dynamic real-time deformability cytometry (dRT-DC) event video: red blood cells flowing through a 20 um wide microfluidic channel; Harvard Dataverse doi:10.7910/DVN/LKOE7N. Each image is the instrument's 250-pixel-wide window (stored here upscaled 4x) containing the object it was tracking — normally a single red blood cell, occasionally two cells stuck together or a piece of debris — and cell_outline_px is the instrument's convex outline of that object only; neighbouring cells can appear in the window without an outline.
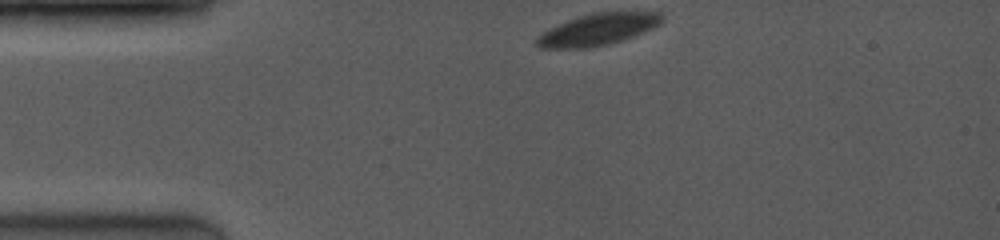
{"species": "common noctule bat (a hibernating species)", "species_latin": "Nyctalus noctula", "temperature_condition": "room temperature", "stored_images_in_passage": 49, "camera_frame_rate_fps": 4000, "um_per_image_px": 0.085, "animal": {"sex": "female", "body_mass_g": 19.0, "forearm_length_mm": 53.3}, "frame": {"image": 1, "passage_image": 1, "time_ms": 0.0, "image_size_px": [1000, 240], "cell_outline_px": [[664, 20], [660, 24], [644, 32], [624, 40], [608, 44], [588, 48], [540, 48], [536, 44], [536, 36], [540, 32], [548, 28], [568, 20], [592, 12], [664, 12]], "centroid_in_image_um": [50.82, 2.5], "position_along_channel_um": 34.2, "area_um2": 23.35}}
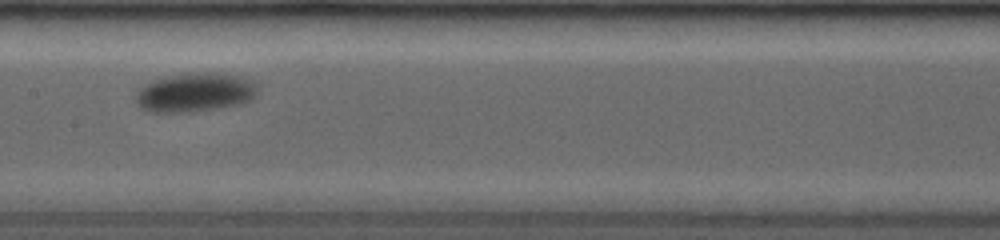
{"frame": {"image": 2, "passage_image": 22, "time_ms": 5.25, "image_size_px": [1000, 240], "cell_outline_px": [[252, 96], [248, 100], [240, 104], [196, 112], [144, 112], [136, 104], [136, 96], [140, 88], [156, 80], [172, 76], [228, 76], [240, 80], [248, 84], [252, 88]], "centroid_in_image_um": [16.35, 7.98], "position_along_channel_um": 191.1, "area_um2": 25.26}}
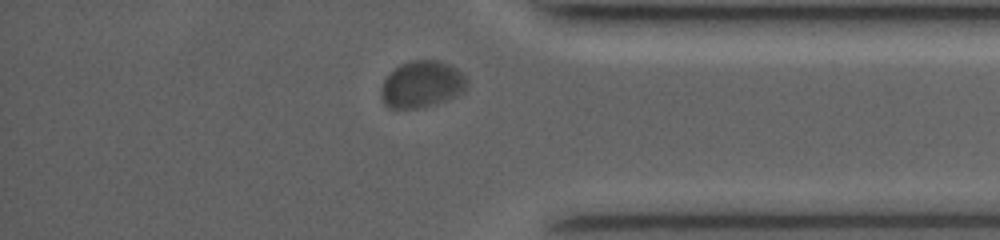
{"frame": {"image": 3, "passage_image": 44, "time_ms": 10.75, "image_size_px": [1000, 240], "cell_outline_px": [[468, 88], [464, 92], [456, 96], [436, 104], [424, 108], [388, 108], [384, 104], [380, 96], [380, 88], [388, 72], [400, 64], [412, 60], [436, 60], [448, 64], [456, 68], [464, 76], [468, 84]], "centroid_in_image_um": [35.83, 7.18], "position_along_channel_um": 399.4, "area_um2": 23.76}, "authors_computed_cell_mechanics": {"area_um2": 24.1026, "velocity_mm_per_s": 3.8299, "shape_relaxation_time_tau1_ms": 2.4681, "shape_relaxation_time_tau2_ms": null, "deformation_change_tau1": 0.0835, "deformation_change_tau2": null}}